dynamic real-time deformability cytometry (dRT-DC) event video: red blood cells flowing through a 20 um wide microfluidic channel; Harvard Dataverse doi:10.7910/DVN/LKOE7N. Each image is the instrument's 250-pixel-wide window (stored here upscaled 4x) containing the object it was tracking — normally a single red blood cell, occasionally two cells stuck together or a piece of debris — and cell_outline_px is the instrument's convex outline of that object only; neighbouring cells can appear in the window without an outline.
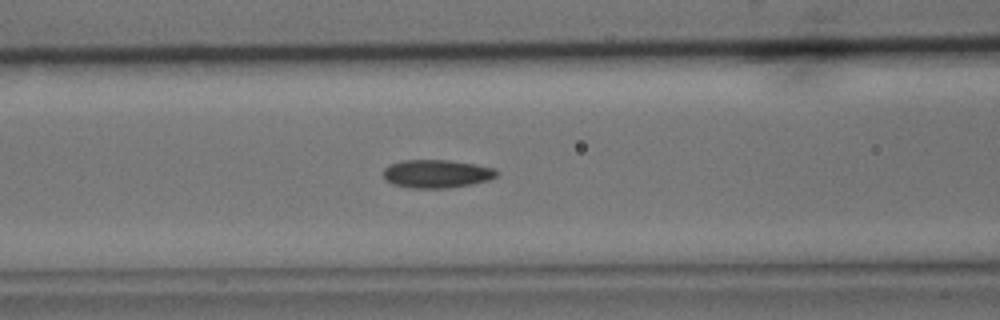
{"species": "common noctule bat (a hibernating species)", "species_latin": "Nyctalus noctula", "temperature_condition": "cold", "stored_images_in_passage": 41, "segment_of_instrument_passage": [1, 2], "camera_frame_rate_fps": 3000, "um_per_image_px": 0.085, "animal": {"sex": "male", "body_mass_g": 15.6}, "frame": {"image": 1, "passage_image": 8, "time_ms": 2.333, "image_size_px": [1000, 320], "cell_outline_px": [[500, 172], [496, 176], [488, 180], [472, 184], [448, 188], [408, 188], [392, 184], [384, 180], [384, 168], [388, 164], [400, 160], [448, 160], [476, 164], [496, 168]], "centroid_in_image_um": [37.1, 14.77], "position_along_channel_um": 129.5, "area_um2": 18.96}}
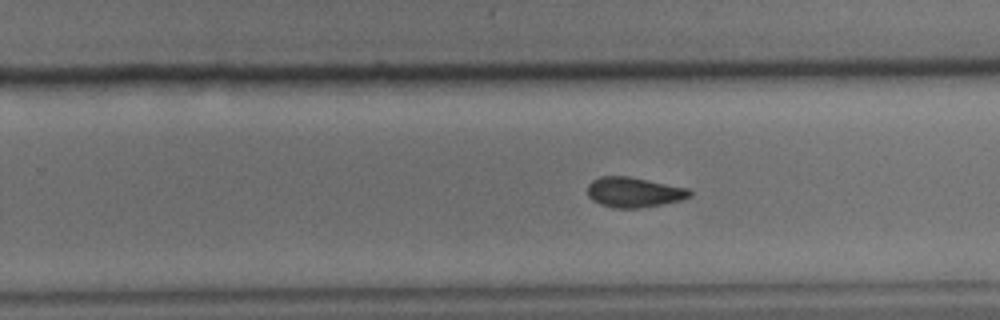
{"frame": {"image": 2, "passage_image": 20, "time_ms": 6.333, "image_size_px": [1000, 320], "cell_outline_px": [[692, 196], [680, 200], [660, 204], [636, 208], [612, 208], [600, 204], [592, 200], [588, 196], [588, 184], [592, 180], [600, 176], [628, 176], [688, 188], [692, 192]], "centroid_in_image_um": [53.86, 16.33], "position_along_channel_um": 275.9, "area_um2": 17.86}}
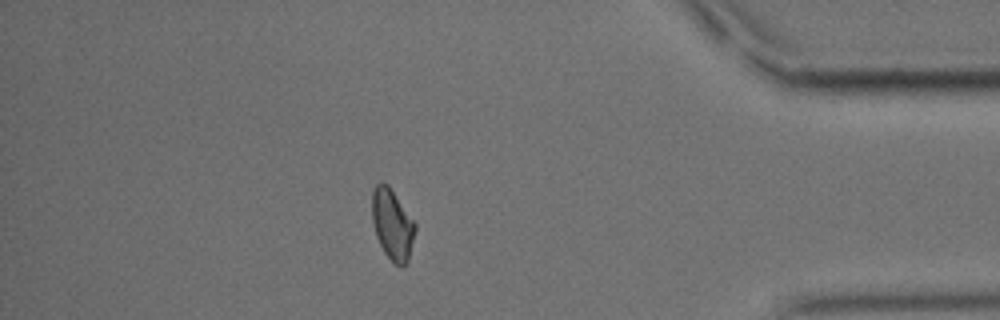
{"frame": {"image": 3, "passage_image": 33, "time_ms": 10.667, "image_size_px": [1000, 320], "cell_outline_px": [[416, 228], [408, 260], [400, 268], [384, 252], [376, 236], [372, 224], [372, 192], [376, 184], [380, 180], [388, 184], [416, 224]], "centroid_in_image_um": [33.33, 19.04], "position_along_channel_um": 401.9, "area_um2": 17.69}}